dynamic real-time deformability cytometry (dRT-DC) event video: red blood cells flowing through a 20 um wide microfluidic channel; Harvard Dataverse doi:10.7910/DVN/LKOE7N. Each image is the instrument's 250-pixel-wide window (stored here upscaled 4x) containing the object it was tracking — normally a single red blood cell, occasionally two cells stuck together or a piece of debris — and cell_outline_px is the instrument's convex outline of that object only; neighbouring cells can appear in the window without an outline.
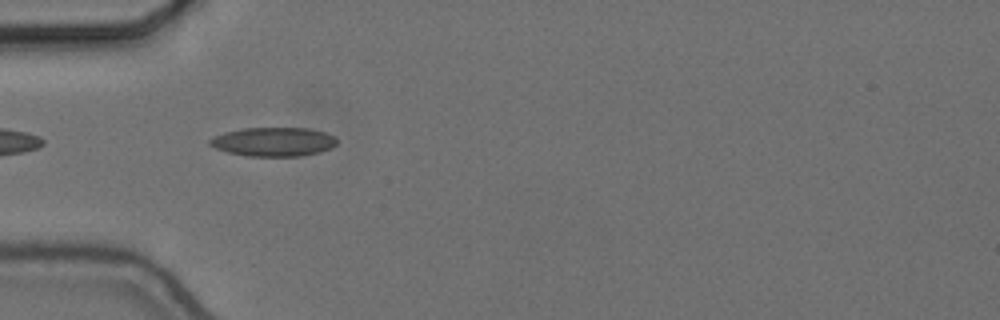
{"species": "common noctule bat (a hibernating species)", "species_latin": "Nyctalus noctula", "temperature_condition": "cold", "stored_images_in_passage": 14, "camera_frame_rate_fps": 3000, "um_per_image_px": 0.085, "animal": {"sex": "female", "body_mass_g": 24.6, "forearm_length_mm": 56.2}, "frame": {"image": 1, "passage_image": 1, "time_ms": 0.0, "image_size_px": [1000, 320], "cell_outline_px": [[336, 144], [332, 148], [320, 152], [300, 156], [248, 156], [228, 152], [216, 148], [208, 144], [208, 140], [212, 136], [224, 132], [244, 128], [308, 128], [324, 132], [336, 136]], "centroid_in_image_um": [23.24, 12.05], "position_along_channel_um": 61.8, "area_um2": 21.56}}
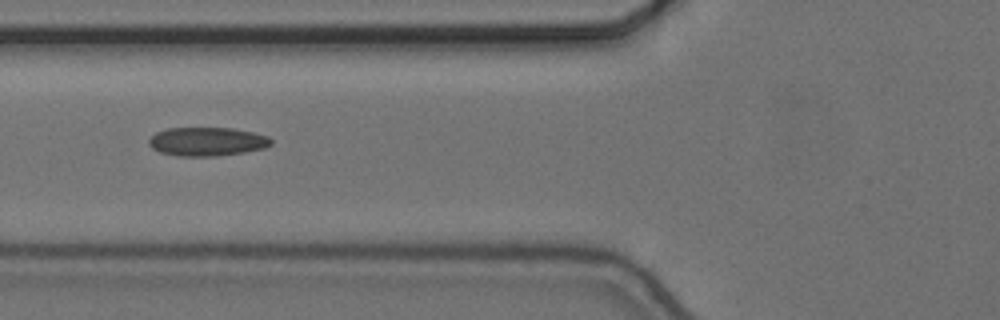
{"frame": {"image": 2, "passage_image": 5, "time_ms": 1.333, "image_size_px": [1000, 320], "cell_outline_px": [[272, 144], [264, 148], [244, 152], [216, 156], [176, 156], [160, 152], [152, 148], [148, 144], [148, 140], [156, 132], [168, 128], [232, 128], [252, 132], [268, 136], [272, 140]], "centroid_in_image_um": [17.59, 12.03], "position_along_channel_um": 108.2, "area_um2": 20.46}}
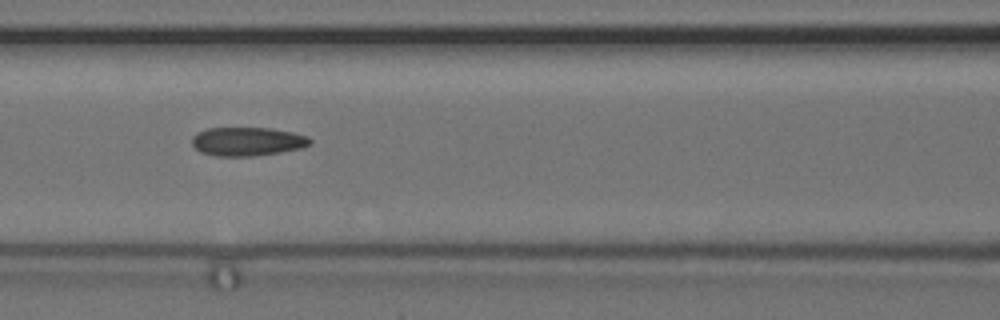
{"frame": {"image": 3, "passage_image": 8, "time_ms": 2.333, "image_size_px": [1000, 320], "cell_outline_px": [[312, 144], [300, 148], [280, 152], [252, 156], [216, 156], [200, 152], [192, 144], [192, 136], [196, 132], [208, 128], [272, 128], [292, 132], [308, 136], [312, 140]], "centroid_in_image_um": [21.02, 12.02], "position_along_channel_um": 145.6, "area_um2": 19.83}}